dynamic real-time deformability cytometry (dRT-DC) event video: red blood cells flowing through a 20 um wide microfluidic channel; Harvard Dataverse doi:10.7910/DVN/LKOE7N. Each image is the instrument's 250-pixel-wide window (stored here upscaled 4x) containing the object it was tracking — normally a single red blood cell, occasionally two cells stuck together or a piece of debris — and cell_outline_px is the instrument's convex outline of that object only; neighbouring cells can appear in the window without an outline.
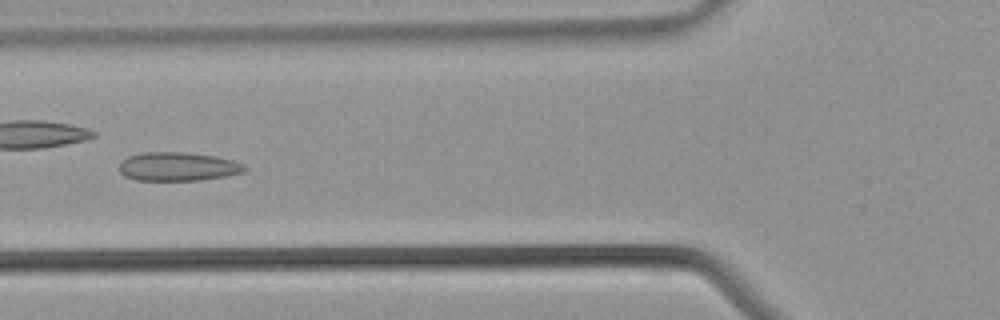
{"species": "common noctule bat (a hibernating species)", "species_latin": "Nyctalus noctula", "temperature_condition": "warm", "stored_images_in_passage": 30, "camera_frame_rate_fps": 3000, "um_per_image_px": 0.085, "animal": {"sex": "male", "body_mass_g": 21.5, "forearm_length_mm": 52.0}, "frame": {"image": 1, "passage_image": 5, "time_ms": 1.333, "image_size_px": [1000, 320], "cell_outline_px": [[248, 168], [244, 172], [224, 176], [200, 180], [136, 180], [124, 176], [120, 172], [120, 164], [128, 156], [144, 152], [184, 152], [216, 156], [232, 160], [244, 164]], "centroid_in_image_um": [15.14, 14.15], "position_along_channel_um": 110.7, "area_um2": 20.92}}